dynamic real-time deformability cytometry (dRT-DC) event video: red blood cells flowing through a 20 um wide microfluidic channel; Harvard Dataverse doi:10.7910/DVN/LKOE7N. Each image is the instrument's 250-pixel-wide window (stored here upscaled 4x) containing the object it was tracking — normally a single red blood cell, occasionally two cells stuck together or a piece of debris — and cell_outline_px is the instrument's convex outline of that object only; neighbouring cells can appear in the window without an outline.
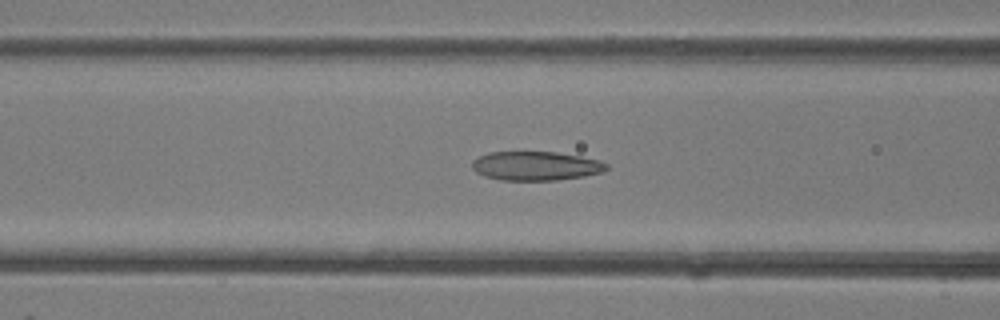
{"species": "common noctule bat (a hibernating species)", "species_latin": "Nyctalus noctula", "temperature_condition": "room temperature", "stored_images_in_passage": 25, "camera_frame_rate_fps": 3000, "um_per_image_px": 0.085, "animal": {"sex": "female"}, "frame": {"image": 1, "passage_image": 6, "time_ms": 1.667, "image_size_px": [1000, 320], "cell_outline_px": [[608, 168], [604, 172], [584, 176], [556, 180], [500, 180], [484, 176], [476, 172], [472, 168], [472, 160], [488, 152], [556, 152], [580, 156], [600, 160], [608, 164]], "centroid_in_image_um": [45.55, 14.1], "position_along_channel_um": 121.0, "area_um2": 22.83}}
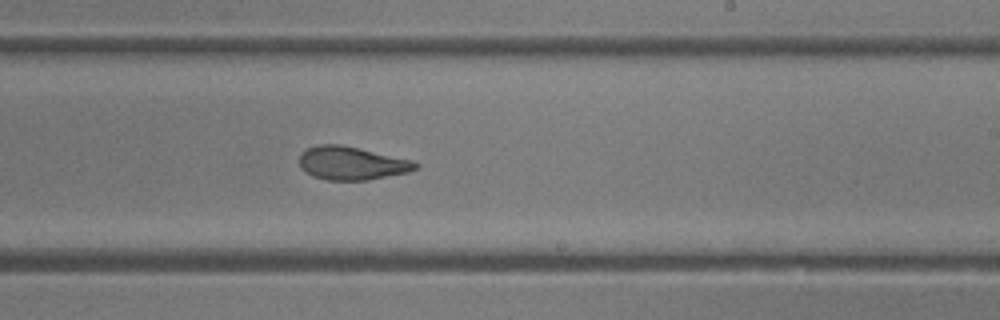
{"frame": {"image": 2, "passage_image": 14, "time_ms": 4.333, "image_size_px": [1000, 320], "cell_outline_px": [[420, 164], [416, 168], [408, 172], [368, 180], [328, 180], [312, 176], [300, 168], [300, 152], [308, 148], [320, 144], [340, 144], [412, 160]], "centroid_in_image_um": [29.87, 13.87], "position_along_channel_um": 259.1, "area_um2": 22.43}}
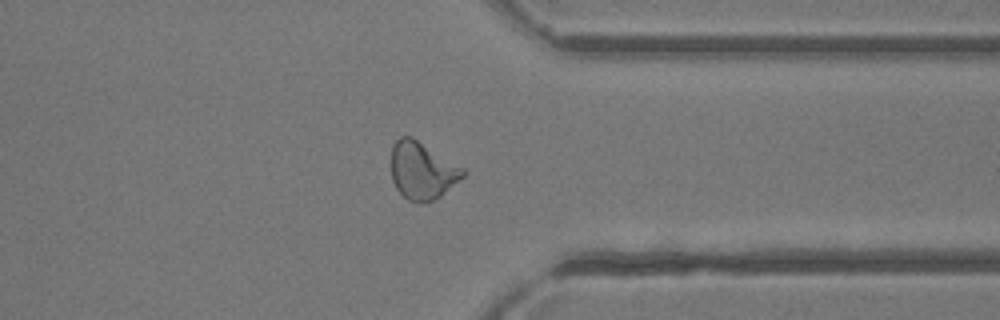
{"frame": {"image": 3, "passage_image": 21, "time_ms": 6.667, "image_size_px": [1000, 320], "cell_outline_px": [[464, 176], [440, 196], [432, 200], [408, 200], [396, 188], [392, 180], [392, 144], [400, 136], [412, 136], [464, 168]], "centroid_in_image_um": [35.87, 14.45], "position_along_channel_um": 375.5, "area_um2": 23.52}}